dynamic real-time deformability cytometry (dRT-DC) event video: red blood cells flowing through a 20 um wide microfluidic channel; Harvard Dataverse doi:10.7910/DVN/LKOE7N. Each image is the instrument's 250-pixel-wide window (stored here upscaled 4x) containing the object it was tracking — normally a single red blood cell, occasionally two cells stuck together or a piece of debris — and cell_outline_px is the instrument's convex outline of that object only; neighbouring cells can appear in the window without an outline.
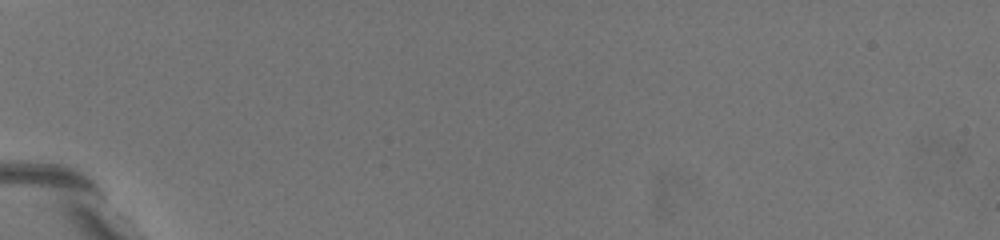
{"species": "common noctule bat (a hibernating species)", "species_latin": "Nyctalus noctula", "temperature_condition": "warm", "stored_images_in_passage": 2, "camera_frame_rate_fps": 3000, "um_per_image_px": 0.085, "animal": {"sex": "female", "body_mass_g": 19.5, "forearm_length_mm": 54.1}, "frame": {"image": 1, "passage_image": 1, "time_ms": 0.0, "image_size_px": [1000, 240], "cell_outline_px": [[176, 208], [168, 208], [116, 164], [108, 148], [108, 140], [116, 140], [140, 152], [156, 172], [176, 200]], "centroid_in_image_um": [11.99, 14.6], "position_along_channel_um": 73.0, "area_um2": 11.91}}